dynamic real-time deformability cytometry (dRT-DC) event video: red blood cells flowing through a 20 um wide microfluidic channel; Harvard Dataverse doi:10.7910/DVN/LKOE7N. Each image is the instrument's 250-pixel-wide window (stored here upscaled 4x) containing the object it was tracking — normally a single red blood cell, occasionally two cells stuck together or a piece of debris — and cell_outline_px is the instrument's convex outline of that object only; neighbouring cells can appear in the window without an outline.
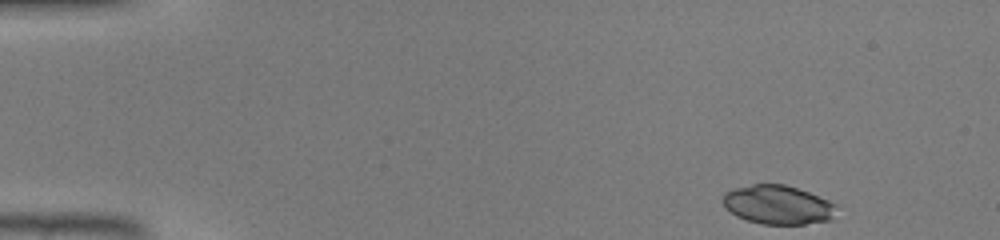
{"species": "common noctule bat (a hibernating species)", "species_latin": "Nyctalus noctula", "temperature_condition": "warm", "stored_images_in_passage": 42, "camera_frame_rate_fps": 3000, "um_per_image_px": 0.085, "animal": {"sex": "male", "body_mass_g": 19.0, "forearm_length_mm": 50.8}, "frame": {"image": 1, "passage_image": 1, "time_ms": 0.0, "image_size_px": [1000, 240], "cell_outline_px": [[836, 204], [832, 216], [828, 220], [804, 224], [760, 224], [736, 216], [720, 200], [724, 192], [732, 188], [752, 184], [784, 184], [808, 192], [828, 200]], "centroid_in_image_um": [66.06, 17.39], "position_along_channel_um": 18.9, "area_um2": 25.61}}
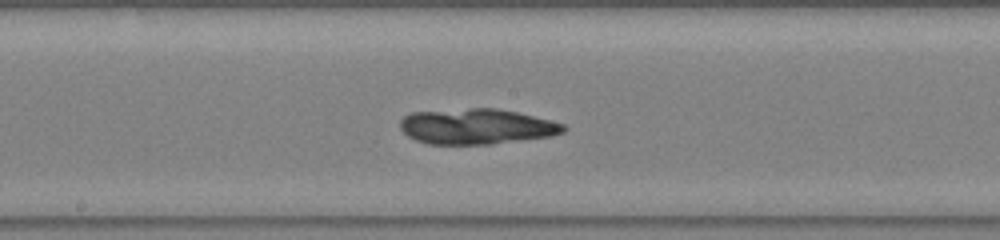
{"frame": {"image": 2, "passage_image": 21, "time_ms": 6.667, "image_size_px": [1000, 240], "cell_outline_px": [[568, 128], [564, 132], [552, 136], [492, 144], [428, 144], [416, 140], [408, 136], [400, 128], [400, 120], [404, 116], [412, 112], [472, 108], [496, 108], [516, 112], [564, 124]], "centroid_in_image_um": [40.5, 10.75], "position_along_channel_um": 207.7, "area_um2": 33.7}}
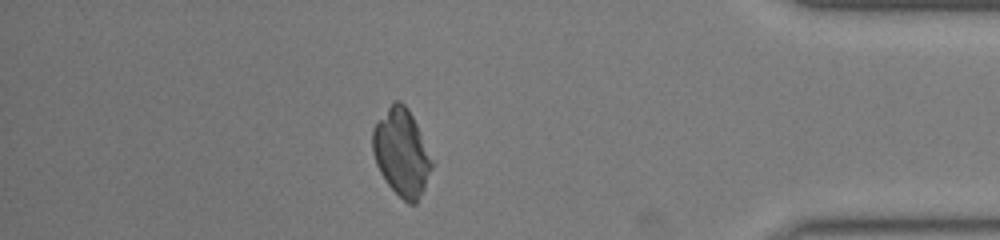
{"frame": {"image": 3, "passage_image": 36, "time_ms": 11.667, "image_size_px": [1000, 240], "cell_outline_px": [[432, 168], [424, 188], [416, 204], [408, 204], [388, 184], [380, 172], [376, 164], [372, 152], [372, 128], [392, 100], [400, 100], [408, 108], [416, 124], [432, 164]], "centroid_in_image_um": [34.08, 12.94], "position_along_channel_um": 401.1, "area_um2": 29.54}}